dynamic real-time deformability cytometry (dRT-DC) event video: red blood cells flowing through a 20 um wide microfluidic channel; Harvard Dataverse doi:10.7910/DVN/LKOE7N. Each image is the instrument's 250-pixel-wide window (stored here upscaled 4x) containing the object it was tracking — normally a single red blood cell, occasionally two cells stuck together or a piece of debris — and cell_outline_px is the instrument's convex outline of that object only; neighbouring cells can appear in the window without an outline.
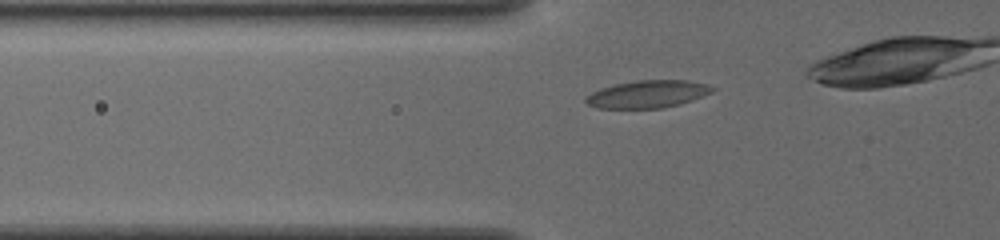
{"species": "common noctule bat (a hibernating species)", "species_latin": "Nyctalus noctula", "temperature_condition": "cold", "stored_images_in_passage": 31, "camera_frame_rate_fps": 3000, "um_per_image_px": 0.085, "animal": {"sex": "female", "body_mass_g": 19.5, "forearm_length_mm": 54.1}, "frame": {"image": 1, "passage_image": 5, "time_ms": 1.333, "image_size_px": [1000, 240], "cell_outline_px": [[716, 88], [712, 92], [692, 100], [680, 104], [664, 108], [596, 108], [588, 104], [584, 100], [584, 96], [600, 88], [616, 84], [636, 80], [688, 80], [708, 84]], "centroid_in_image_um": [55.04, 8.0], "position_along_channel_um": 70.8, "area_um2": 20.4}}
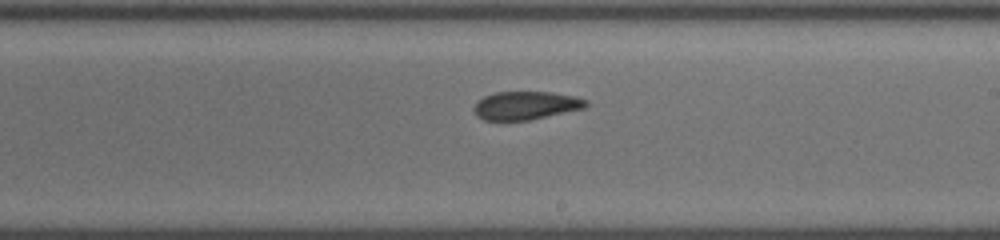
{"frame": {"image": 2, "passage_image": 19, "time_ms": 6.0, "image_size_px": [1000, 240], "cell_outline_px": [[588, 108], [528, 120], [484, 120], [476, 116], [472, 108], [476, 100], [484, 96], [496, 92], [552, 92], [576, 96], [588, 100]], "centroid_in_image_um": [44.71, 8.96], "position_along_channel_um": 244.3, "area_um2": 18.79}}
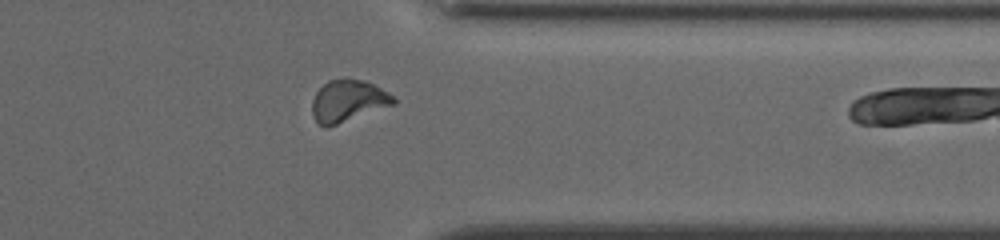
{"frame": {"image": 3, "passage_image": 30, "time_ms": 9.667, "image_size_px": [1000, 240], "cell_outline_px": [[396, 104], [336, 124], [320, 124], [312, 116], [312, 100], [316, 92], [328, 80], [344, 76], [348, 76], [364, 80], [396, 96]], "centroid_in_image_um": [29.61, 8.51], "position_along_channel_um": 381.8, "area_um2": 19.88}}